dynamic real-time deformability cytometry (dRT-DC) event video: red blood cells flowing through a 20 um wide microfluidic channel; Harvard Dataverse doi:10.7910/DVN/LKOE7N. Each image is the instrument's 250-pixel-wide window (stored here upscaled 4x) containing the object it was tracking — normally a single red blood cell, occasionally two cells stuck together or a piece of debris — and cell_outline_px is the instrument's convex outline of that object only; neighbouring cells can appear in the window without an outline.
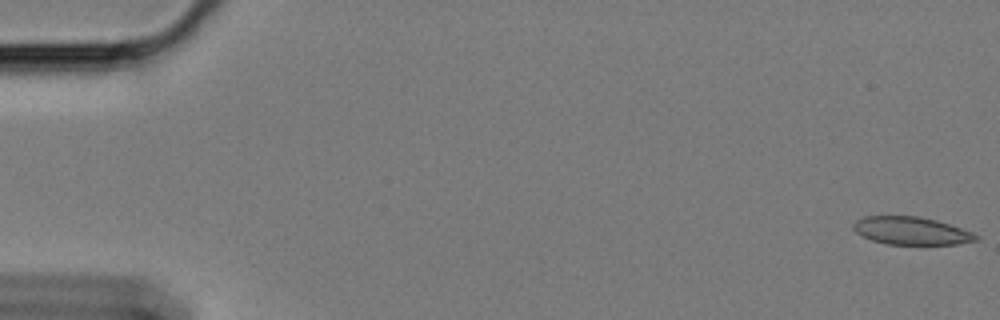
{"species": "Egyptian fruit bat (a non-hibernating species)", "species_latin": "Rousettus aegyptiacus", "temperature_condition": "cold", "stored_images_in_passage": 10, "camera_frame_rate_fps": 3000, "um_per_image_px": 0.085, "animal": {"sex": "female"}, "frame": {"image": 1, "passage_image": 1, "time_ms": 0.0, "image_size_px": [1000, 320], "cell_outline_px": [[980, 240], [956, 244], [888, 244], [872, 240], [856, 232], [852, 228], [852, 224], [856, 220], [864, 216], [920, 216], [936, 220], [972, 232], [980, 236]], "centroid_in_image_um": [77.46, 19.61], "position_along_channel_um": 7.5, "area_um2": 19.83}}